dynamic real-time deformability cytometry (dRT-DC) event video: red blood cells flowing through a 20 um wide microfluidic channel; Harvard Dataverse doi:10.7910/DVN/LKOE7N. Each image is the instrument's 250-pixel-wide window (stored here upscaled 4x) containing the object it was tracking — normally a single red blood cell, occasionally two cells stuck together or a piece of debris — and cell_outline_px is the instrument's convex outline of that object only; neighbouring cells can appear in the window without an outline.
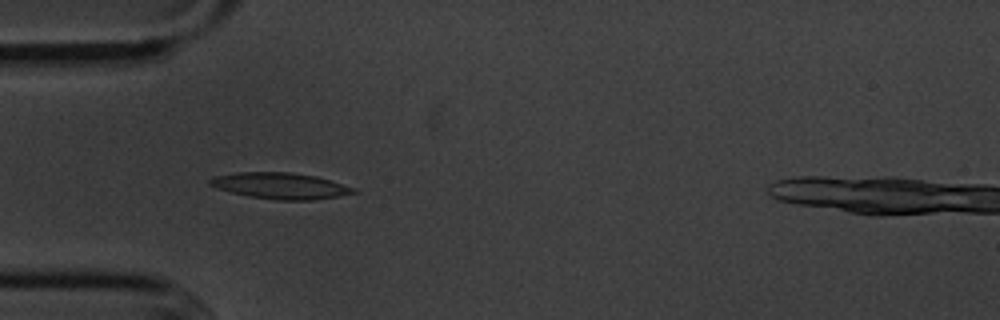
{"species": "common noctule bat (a hibernating species)", "species_latin": "Nyctalus noctula", "temperature_condition": "cold", "stored_images_in_passage": 2, "camera_frame_rate_fps": 3000, "um_per_image_px": 0.085, "animal": {"sex": "male", "body_mass_g": 20.1, "forearm_length_mm": 53.5}, "frame": {"image": 1, "passage_image": 1, "time_ms": 0.0, "image_size_px": [1000, 320], "cell_outline_px": [[360, 192], [312, 200], [276, 200], [248, 196], [216, 188], [208, 184], [208, 180], [212, 176], [236, 172], [288, 172], [316, 176], [356, 188]], "centroid_in_image_um": [23.8, 15.79], "position_along_channel_um": 61.2, "area_um2": 21.96}}
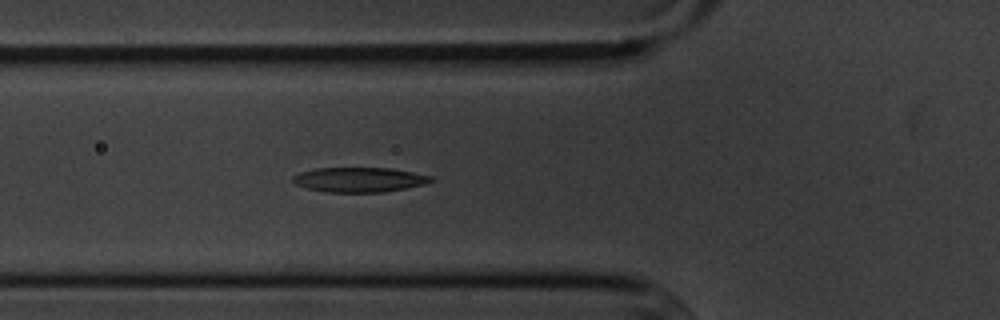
{"frame": {"image": 2, "passage_image": 2, "time_ms": 1.0, "image_size_px": [1000, 320], "cell_outline_px": [[436, 180], [424, 184], [384, 192], [324, 192], [308, 188], [296, 184], [292, 180], [292, 176], [300, 172], [316, 168], [392, 168], [432, 176]], "centroid_in_image_um": [30.54, 15.27], "position_along_channel_um": 95.3, "area_um2": 19.88}}